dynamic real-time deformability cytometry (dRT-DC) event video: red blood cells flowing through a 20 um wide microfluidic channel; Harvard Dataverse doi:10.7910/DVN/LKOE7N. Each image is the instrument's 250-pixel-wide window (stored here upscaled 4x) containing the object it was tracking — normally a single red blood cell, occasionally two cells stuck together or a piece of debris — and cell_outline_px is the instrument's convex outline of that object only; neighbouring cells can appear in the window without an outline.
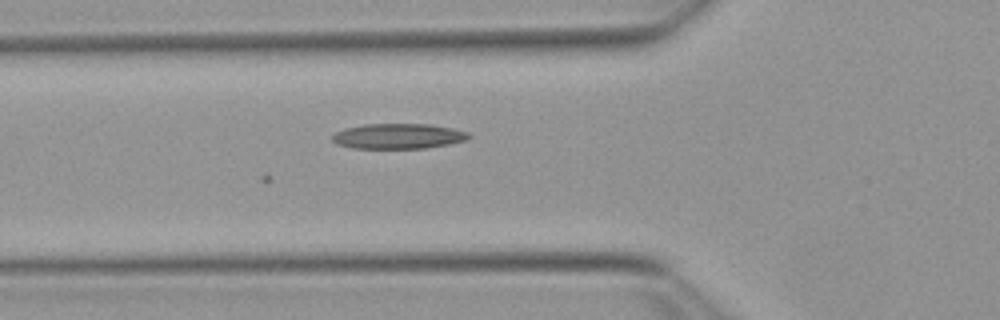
{"species": "Egyptian fruit bat (a non-hibernating species)", "species_latin": "Rousettus aegyptiacus", "temperature_condition": "warm", "stored_images_in_passage": 27, "camera_frame_rate_fps": 3000, "um_per_image_px": 0.085, "animal": {"sex": "female"}, "frame": {"image": 1, "passage_image": 4, "time_ms": 1.0, "image_size_px": [1000, 320], "cell_outline_px": [[472, 136], [468, 140], [448, 144], [424, 148], [352, 148], [336, 144], [332, 140], [332, 136], [336, 132], [344, 128], [364, 124], [432, 124], [452, 128], [468, 132]], "centroid_in_image_um": [33.86, 11.57], "position_along_channel_um": 91.9, "area_um2": 20.17}}
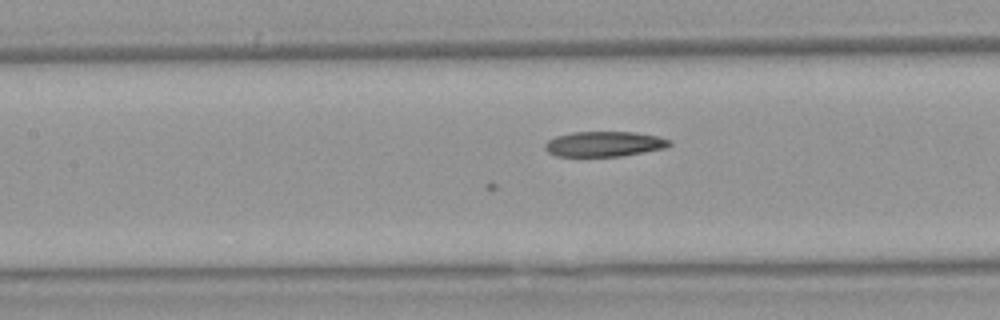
{"frame": {"image": 2, "passage_image": 9, "time_ms": 2.667, "image_size_px": [1000, 320], "cell_outline_px": [[672, 144], [664, 148], [620, 156], [556, 156], [548, 152], [544, 148], [544, 144], [548, 140], [556, 136], [572, 132], [636, 132], [656, 136], [672, 140]], "centroid_in_image_um": [51.34, 12.23], "position_along_channel_um": 156.1, "area_um2": 18.21}}
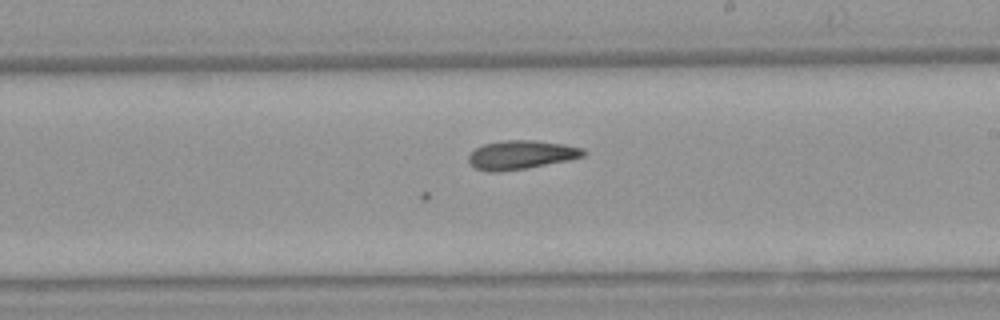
{"frame": {"image": 3, "passage_image": 16, "time_ms": 5.0, "image_size_px": [1000, 320], "cell_outline_px": [[588, 152], [584, 156], [568, 160], [528, 168], [500, 172], [488, 172], [476, 168], [468, 160], [468, 156], [476, 148], [484, 144], [504, 140], [536, 140], [564, 144], [584, 148]], "centroid_in_image_um": [44.33, 13.16], "position_along_channel_um": 244.7, "area_um2": 19.36}}